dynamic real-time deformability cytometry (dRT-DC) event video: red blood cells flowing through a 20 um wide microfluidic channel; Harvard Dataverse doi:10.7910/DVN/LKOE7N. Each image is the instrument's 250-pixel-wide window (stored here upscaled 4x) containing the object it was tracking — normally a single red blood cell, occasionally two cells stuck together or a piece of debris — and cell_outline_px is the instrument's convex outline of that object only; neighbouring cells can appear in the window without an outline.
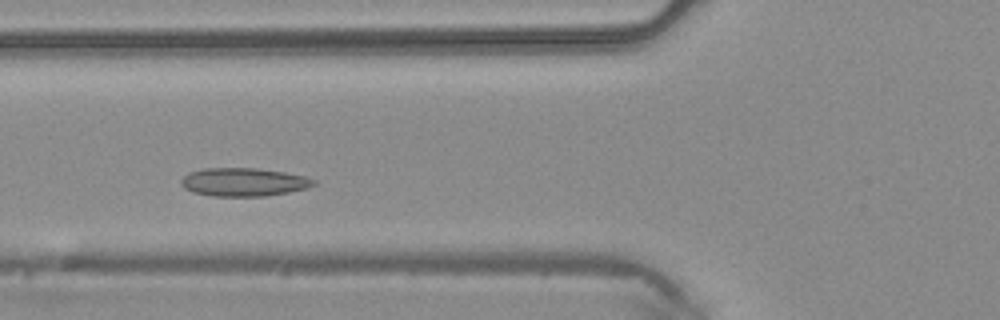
{"species": "common noctule bat (a hibernating species)", "species_latin": "Nyctalus noctula", "temperature_condition": "warm", "stored_images_in_passage": 2, "camera_frame_rate_fps": 3000, "um_per_image_px": 0.085, "animal": {"sex": "male", "body_mass_g": 20.4}, "frame": {"image": 1, "passage_image": 2, "time_ms": 0.333, "image_size_px": [1000, 320], "cell_outline_px": [[316, 184], [308, 188], [288, 192], [264, 196], [212, 196], [192, 192], [184, 188], [180, 184], [180, 180], [188, 172], [204, 168], [256, 168], [284, 172], [304, 176], [316, 180]], "centroid_in_image_um": [20.69, 15.47], "position_along_channel_um": 105.1, "area_um2": 21.96}}